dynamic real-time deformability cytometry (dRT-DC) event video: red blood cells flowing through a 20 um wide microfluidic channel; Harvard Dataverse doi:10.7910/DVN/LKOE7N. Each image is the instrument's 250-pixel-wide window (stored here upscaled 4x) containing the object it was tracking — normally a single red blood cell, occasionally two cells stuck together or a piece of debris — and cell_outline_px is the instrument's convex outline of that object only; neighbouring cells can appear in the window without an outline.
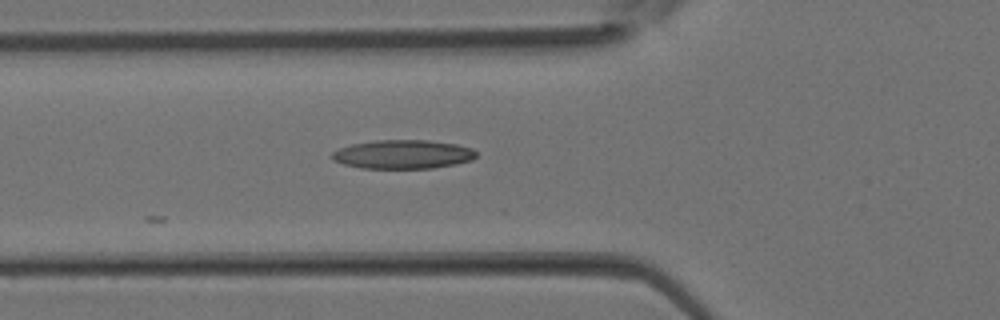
{"species": "Egyptian fruit bat (a non-hibernating species)", "species_latin": "Rousettus aegyptiacus", "temperature_condition": "room temperature", "stored_images_in_passage": 14, "camera_frame_rate_fps": 3000, "um_per_image_px": 0.085, "animal": {"sex": "female"}, "frame": {"image": 1, "passage_image": 2, "time_ms": 0.333, "image_size_px": [1000, 320], "cell_outline_px": [[476, 156], [472, 160], [456, 164], [432, 168], [360, 168], [344, 164], [332, 160], [328, 156], [332, 152], [340, 148], [352, 144], [376, 140], [428, 140], [456, 144], [472, 148], [476, 152]], "centroid_in_image_um": [34.22, 13.12], "position_along_channel_um": 91.6, "area_um2": 24.33}}
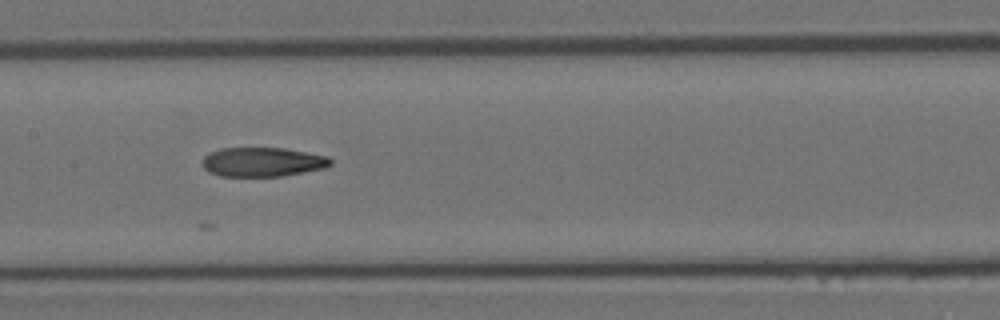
{"frame": {"image": 2, "passage_image": 7, "time_ms": 2.0, "image_size_px": [1000, 320], "cell_outline_px": [[332, 164], [324, 168], [284, 176], [220, 176], [208, 172], [204, 168], [200, 160], [204, 156], [220, 148], [284, 148], [328, 156], [332, 160]], "centroid_in_image_um": [22.3, 13.77], "position_along_channel_um": 185.1, "area_um2": 21.96}}
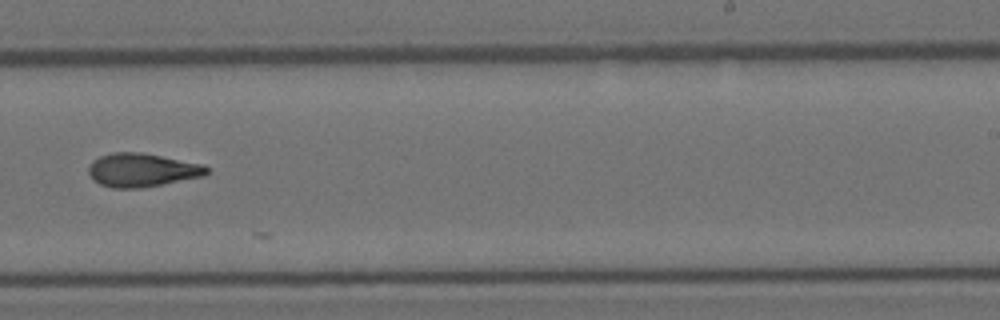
{"frame": {"image": 3, "passage_image": 12, "time_ms": 3.667, "image_size_px": [1000, 320], "cell_outline_px": [[208, 172], [204, 176], [140, 188], [112, 188], [100, 184], [92, 180], [88, 172], [88, 164], [92, 160], [100, 156], [112, 152], [140, 152], [204, 164], [208, 168]], "centroid_in_image_um": [12.03, 14.45], "position_along_channel_um": 277.0, "area_um2": 23.18}}